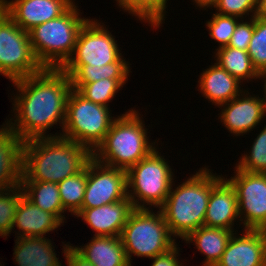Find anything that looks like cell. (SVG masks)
I'll return each instance as SVG.
<instances>
[{
  "instance_id": "1",
  "label": "cell",
  "mask_w": 266,
  "mask_h": 266,
  "mask_svg": "<svg viewBox=\"0 0 266 266\" xmlns=\"http://www.w3.org/2000/svg\"><path fill=\"white\" fill-rule=\"evenodd\" d=\"M17 88L13 100L14 118L5 123L23 142L42 137L55 125L64 127L67 100L72 90L70 77L61 68H43L40 72L12 81ZM14 121V123L12 122Z\"/></svg>"
},
{
  "instance_id": "2",
  "label": "cell",
  "mask_w": 266,
  "mask_h": 266,
  "mask_svg": "<svg viewBox=\"0 0 266 266\" xmlns=\"http://www.w3.org/2000/svg\"><path fill=\"white\" fill-rule=\"evenodd\" d=\"M91 158L86 147L62 136L30 139L23 143L21 181L58 184L80 172Z\"/></svg>"
},
{
  "instance_id": "3",
  "label": "cell",
  "mask_w": 266,
  "mask_h": 266,
  "mask_svg": "<svg viewBox=\"0 0 266 266\" xmlns=\"http://www.w3.org/2000/svg\"><path fill=\"white\" fill-rule=\"evenodd\" d=\"M222 177L212 174L205 167L185 179L176 189L171 187L159 209L174 238L184 240L192 231L203 226L211 189Z\"/></svg>"
},
{
  "instance_id": "4",
  "label": "cell",
  "mask_w": 266,
  "mask_h": 266,
  "mask_svg": "<svg viewBox=\"0 0 266 266\" xmlns=\"http://www.w3.org/2000/svg\"><path fill=\"white\" fill-rule=\"evenodd\" d=\"M141 118L135 109L116 117L92 157L101 164L125 171L147 157L156 147L155 142L148 141Z\"/></svg>"
},
{
  "instance_id": "5",
  "label": "cell",
  "mask_w": 266,
  "mask_h": 266,
  "mask_svg": "<svg viewBox=\"0 0 266 266\" xmlns=\"http://www.w3.org/2000/svg\"><path fill=\"white\" fill-rule=\"evenodd\" d=\"M77 7L74 3L61 16L29 31L32 50L43 68H61L72 56L79 32L88 20L81 17Z\"/></svg>"
},
{
  "instance_id": "6",
  "label": "cell",
  "mask_w": 266,
  "mask_h": 266,
  "mask_svg": "<svg viewBox=\"0 0 266 266\" xmlns=\"http://www.w3.org/2000/svg\"><path fill=\"white\" fill-rule=\"evenodd\" d=\"M150 209L134 208L120 234L130 264L132 254L151 259L177 244L160 209L156 214Z\"/></svg>"
},
{
  "instance_id": "7",
  "label": "cell",
  "mask_w": 266,
  "mask_h": 266,
  "mask_svg": "<svg viewBox=\"0 0 266 266\" xmlns=\"http://www.w3.org/2000/svg\"><path fill=\"white\" fill-rule=\"evenodd\" d=\"M109 111V107L87 100L72 89L67 100L65 124L59 134L93 153L103 142L116 118Z\"/></svg>"
},
{
  "instance_id": "8",
  "label": "cell",
  "mask_w": 266,
  "mask_h": 266,
  "mask_svg": "<svg viewBox=\"0 0 266 266\" xmlns=\"http://www.w3.org/2000/svg\"><path fill=\"white\" fill-rule=\"evenodd\" d=\"M126 174L127 194L134 208L153 206L159 209L174 184L172 169L157 148L129 168Z\"/></svg>"
},
{
  "instance_id": "9",
  "label": "cell",
  "mask_w": 266,
  "mask_h": 266,
  "mask_svg": "<svg viewBox=\"0 0 266 266\" xmlns=\"http://www.w3.org/2000/svg\"><path fill=\"white\" fill-rule=\"evenodd\" d=\"M42 69L32 50L29 32L8 17L0 25V74L12 82Z\"/></svg>"
},
{
  "instance_id": "10",
  "label": "cell",
  "mask_w": 266,
  "mask_h": 266,
  "mask_svg": "<svg viewBox=\"0 0 266 266\" xmlns=\"http://www.w3.org/2000/svg\"><path fill=\"white\" fill-rule=\"evenodd\" d=\"M119 51L117 40L104 24L88 19L79 32L72 56L64 65H107L122 57Z\"/></svg>"
},
{
  "instance_id": "11",
  "label": "cell",
  "mask_w": 266,
  "mask_h": 266,
  "mask_svg": "<svg viewBox=\"0 0 266 266\" xmlns=\"http://www.w3.org/2000/svg\"><path fill=\"white\" fill-rule=\"evenodd\" d=\"M235 168V175L228 180L237 193L240 225L244 230H266V173Z\"/></svg>"
},
{
  "instance_id": "12",
  "label": "cell",
  "mask_w": 266,
  "mask_h": 266,
  "mask_svg": "<svg viewBox=\"0 0 266 266\" xmlns=\"http://www.w3.org/2000/svg\"><path fill=\"white\" fill-rule=\"evenodd\" d=\"M128 197L125 170L97 162H87V183L82 208H95L119 202Z\"/></svg>"
},
{
  "instance_id": "13",
  "label": "cell",
  "mask_w": 266,
  "mask_h": 266,
  "mask_svg": "<svg viewBox=\"0 0 266 266\" xmlns=\"http://www.w3.org/2000/svg\"><path fill=\"white\" fill-rule=\"evenodd\" d=\"M249 94L248 90H244L234 99L218 106L223 107L219 116L221 123L235 136L253 131L266 116V100L259 95L257 97Z\"/></svg>"
},
{
  "instance_id": "14",
  "label": "cell",
  "mask_w": 266,
  "mask_h": 266,
  "mask_svg": "<svg viewBox=\"0 0 266 266\" xmlns=\"http://www.w3.org/2000/svg\"><path fill=\"white\" fill-rule=\"evenodd\" d=\"M9 18L26 32L64 14L74 0H0Z\"/></svg>"
},
{
  "instance_id": "15",
  "label": "cell",
  "mask_w": 266,
  "mask_h": 266,
  "mask_svg": "<svg viewBox=\"0 0 266 266\" xmlns=\"http://www.w3.org/2000/svg\"><path fill=\"white\" fill-rule=\"evenodd\" d=\"M233 233L216 266H266V230Z\"/></svg>"
},
{
  "instance_id": "16",
  "label": "cell",
  "mask_w": 266,
  "mask_h": 266,
  "mask_svg": "<svg viewBox=\"0 0 266 266\" xmlns=\"http://www.w3.org/2000/svg\"><path fill=\"white\" fill-rule=\"evenodd\" d=\"M133 209L132 202L127 197L100 207L81 208L76 217H81L93 229L92 231L96 232L94 236L120 237Z\"/></svg>"
},
{
  "instance_id": "17",
  "label": "cell",
  "mask_w": 266,
  "mask_h": 266,
  "mask_svg": "<svg viewBox=\"0 0 266 266\" xmlns=\"http://www.w3.org/2000/svg\"><path fill=\"white\" fill-rule=\"evenodd\" d=\"M237 219L240 221L236 190L222 177L211 189L203 226L234 231Z\"/></svg>"
},
{
  "instance_id": "18",
  "label": "cell",
  "mask_w": 266,
  "mask_h": 266,
  "mask_svg": "<svg viewBox=\"0 0 266 266\" xmlns=\"http://www.w3.org/2000/svg\"><path fill=\"white\" fill-rule=\"evenodd\" d=\"M2 126L0 128V191L20 185L24 143L6 124Z\"/></svg>"
},
{
  "instance_id": "19",
  "label": "cell",
  "mask_w": 266,
  "mask_h": 266,
  "mask_svg": "<svg viewBox=\"0 0 266 266\" xmlns=\"http://www.w3.org/2000/svg\"><path fill=\"white\" fill-rule=\"evenodd\" d=\"M62 223L55 214L35 206L23 195L16 208L13 229L16 226L19 229L16 237H45L46 233L61 227Z\"/></svg>"
},
{
  "instance_id": "20",
  "label": "cell",
  "mask_w": 266,
  "mask_h": 266,
  "mask_svg": "<svg viewBox=\"0 0 266 266\" xmlns=\"http://www.w3.org/2000/svg\"><path fill=\"white\" fill-rule=\"evenodd\" d=\"M199 90L204 98L219 106L243 93L241 82L217 63L203 70L199 78Z\"/></svg>"
},
{
  "instance_id": "21",
  "label": "cell",
  "mask_w": 266,
  "mask_h": 266,
  "mask_svg": "<svg viewBox=\"0 0 266 266\" xmlns=\"http://www.w3.org/2000/svg\"><path fill=\"white\" fill-rule=\"evenodd\" d=\"M73 247L94 266H131L120 237L94 236L85 246Z\"/></svg>"
},
{
  "instance_id": "22",
  "label": "cell",
  "mask_w": 266,
  "mask_h": 266,
  "mask_svg": "<svg viewBox=\"0 0 266 266\" xmlns=\"http://www.w3.org/2000/svg\"><path fill=\"white\" fill-rule=\"evenodd\" d=\"M13 252L18 266H62L51 239L46 237H17Z\"/></svg>"
},
{
  "instance_id": "23",
  "label": "cell",
  "mask_w": 266,
  "mask_h": 266,
  "mask_svg": "<svg viewBox=\"0 0 266 266\" xmlns=\"http://www.w3.org/2000/svg\"><path fill=\"white\" fill-rule=\"evenodd\" d=\"M129 62L121 57L118 61L95 67L92 65H63L61 69L70 77L72 89L79 90L84 84L108 79H128Z\"/></svg>"
},
{
  "instance_id": "24",
  "label": "cell",
  "mask_w": 266,
  "mask_h": 266,
  "mask_svg": "<svg viewBox=\"0 0 266 266\" xmlns=\"http://www.w3.org/2000/svg\"><path fill=\"white\" fill-rule=\"evenodd\" d=\"M233 232L224 228L201 226L192 231L185 239L187 243H194L198 251L206 256L203 266H216Z\"/></svg>"
},
{
  "instance_id": "25",
  "label": "cell",
  "mask_w": 266,
  "mask_h": 266,
  "mask_svg": "<svg viewBox=\"0 0 266 266\" xmlns=\"http://www.w3.org/2000/svg\"><path fill=\"white\" fill-rule=\"evenodd\" d=\"M24 196L35 206L42 210L55 214L63 223L65 210L60 199L57 183L40 181H21ZM63 213V214H62Z\"/></svg>"
},
{
  "instance_id": "26",
  "label": "cell",
  "mask_w": 266,
  "mask_h": 266,
  "mask_svg": "<svg viewBox=\"0 0 266 266\" xmlns=\"http://www.w3.org/2000/svg\"><path fill=\"white\" fill-rule=\"evenodd\" d=\"M216 50V63L240 82L245 80L248 82L250 79L253 80L259 78L260 74L253 67L247 51L232 48L230 46H225Z\"/></svg>"
},
{
  "instance_id": "27",
  "label": "cell",
  "mask_w": 266,
  "mask_h": 266,
  "mask_svg": "<svg viewBox=\"0 0 266 266\" xmlns=\"http://www.w3.org/2000/svg\"><path fill=\"white\" fill-rule=\"evenodd\" d=\"M87 183V164L78 173L58 183L60 199L65 211L75 216L81 210Z\"/></svg>"
},
{
  "instance_id": "28",
  "label": "cell",
  "mask_w": 266,
  "mask_h": 266,
  "mask_svg": "<svg viewBox=\"0 0 266 266\" xmlns=\"http://www.w3.org/2000/svg\"><path fill=\"white\" fill-rule=\"evenodd\" d=\"M119 8L137 17L138 20L147 22L153 28L162 26L165 20L164 10L155 0H116Z\"/></svg>"
},
{
  "instance_id": "29",
  "label": "cell",
  "mask_w": 266,
  "mask_h": 266,
  "mask_svg": "<svg viewBox=\"0 0 266 266\" xmlns=\"http://www.w3.org/2000/svg\"><path fill=\"white\" fill-rule=\"evenodd\" d=\"M127 80L128 79L104 78L96 82L84 84L78 92L87 100L108 107V103L111 102L116 93L124 87Z\"/></svg>"
},
{
  "instance_id": "30",
  "label": "cell",
  "mask_w": 266,
  "mask_h": 266,
  "mask_svg": "<svg viewBox=\"0 0 266 266\" xmlns=\"http://www.w3.org/2000/svg\"><path fill=\"white\" fill-rule=\"evenodd\" d=\"M24 195L21 185L0 191V236L7 238L13 229L16 208Z\"/></svg>"
},
{
  "instance_id": "31",
  "label": "cell",
  "mask_w": 266,
  "mask_h": 266,
  "mask_svg": "<svg viewBox=\"0 0 266 266\" xmlns=\"http://www.w3.org/2000/svg\"><path fill=\"white\" fill-rule=\"evenodd\" d=\"M236 164L239 170L266 173V125L254 139L249 154H244Z\"/></svg>"
},
{
  "instance_id": "32",
  "label": "cell",
  "mask_w": 266,
  "mask_h": 266,
  "mask_svg": "<svg viewBox=\"0 0 266 266\" xmlns=\"http://www.w3.org/2000/svg\"><path fill=\"white\" fill-rule=\"evenodd\" d=\"M247 53L259 74L266 70V20L257 15L254 17V31Z\"/></svg>"
},
{
  "instance_id": "33",
  "label": "cell",
  "mask_w": 266,
  "mask_h": 266,
  "mask_svg": "<svg viewBox=\"0 0 266 266\" xmlns=\"http://www.w3.org/2000/svg\"><path fill=\"white\" fill-rule=\"evenodd\" d=\"M239 19L234 16L213 13L211 19L207 21L206 27L209 29V36L219 43L217 49L228 46Z\"/></svg>"
},
{
  "instance_id": "34",
  "label": "cell",
  "mask_w": 266,
  "mask_h": 266,
  "mask_svg": "<svg viewBox=\"0 0 266 266\" xmlns=\"http://www.w3.org/2000/svg\"><path fill=\"white\" fill-rule=\"evenodd\" d=\"M214 8H216L217 14L240 19H244L245 15L249 16L252 12L250 17L253 18L257 15L258 0H218Z\"/></svg>"
},
{
  "instance_id": "35",
  "label": "cell",
  "mask_w": 266,
  "mask_h": 266,
  "mask_svg": "<svg viewBox=\"0 0 266 266\" xmlns=\"http://www.w3.org/2000/svg\"><path fill=\"white\" fill-rule=\"evenodd\" d=\"M250 21L244 22V19H241L236 28L232 37L228 43V46L236 48L239 50L247 51L253 31H254V17L248 18Z\"/></svg>"
},
{
  "instance_id": "36",
  "label": "cell",
  "mask_w": 266,
  "mask_h": 266,
  "mask_svg": "<svg viewBox=\"0 0 266 266\" xmlns=\"http://www.w3.org/2000/svg\"><path fill=\"white\" fill-rule=\"evenodd\" d=\"M178 245L176 244L167 252L157 255L153 259V263L151 266H182L183 263L180 264L179 257V249ZM178 254V255H177Z\"/></svg>"
},
{
  "instance_id": "37",
  "label": "cell",
  "mask_w": 266,
  "mask_h": 266,
  "mask_svg": "<svg viewBox=\"0 0 266 266\" xmlns=\"http://www.w3.org/2000/svg\"><path fill=\"white\" fill-rule=\"evenodd\" d=\"M63 252L68 266H94L81 256L70 243L63 245Z\"/></svg>"
},
{
  "instance_id": "38",
  "label": "cell",
  "mask_w": 266,
  "mask_h": 266,
  "mask_svg": "<svg viewBox=\"0 0 266 266\" xmlns=\"http://www.w3.org/2000/svg\"><path fill=\"white\" fill-rule=\"evenodd\" d=\"M193 2H195L194 4H196V6H198V8H204V10H206V7L210 8L213 7L217 4L218 0H193Z\"/></svg>"
},
{
  "instance_id": "39",
  "label": "cell",
  "mask_w": 266,
  "mask_h": 266,
  "mask_svg": "<svg viewBox=\"0 0 266 266\" xmlns=\"http://www.w3.org/2000/svg\"><path fill=\"white\" fill-rule=\"evenodd\" d=\"M257 16L266 20V0H258Z\"/></svg>"
},
{
  "instance_id": "40",
  "label": "cell",
  "mask_w": 266,
  "mask_h": 266,
  "mask_svg": "<svg viewBox=\"0 0 266 266\" xmlns=\"http://www.w3.org/2000/svg\"><path fill=\"white\" fill-rule=\"evenodd\" d=\"M6 7L0 2V25L8 18Z\"/></svg>"
},
{
  "instance_id": "41",
  "label": "cell",
  "mask_w": 266,
  "mask_h": 266,
  "mask_svg": "<svg viewBox=\"0 0 266 266\" xmlns=\"http://www.w3.org/2000/svg\"><path fill=\"white\" fill-rule=\"evenodd\" d=\"M260 78L261 79L263 78L264 79V82H265L264 83V90L263 91H264V99L266 100V79H265L266 78V70H264L263 72L260 73L259 79Z\"/></svg>"
},
{
  "instance_id": "42",
  "label": "cell",
  "mask_w": 266,
  "mask_h": 266,
  "mask_svg": "<svg viewBox=\"0 0 266 266\" xmlns=\"http://www.w3.org/2000/svg\"><path fill=\"white\" fill-rule=\"evenodd\" d=\"M164 10L167 8L166 4L168 0H155Z\"/></svg>"
}]
</instances>
